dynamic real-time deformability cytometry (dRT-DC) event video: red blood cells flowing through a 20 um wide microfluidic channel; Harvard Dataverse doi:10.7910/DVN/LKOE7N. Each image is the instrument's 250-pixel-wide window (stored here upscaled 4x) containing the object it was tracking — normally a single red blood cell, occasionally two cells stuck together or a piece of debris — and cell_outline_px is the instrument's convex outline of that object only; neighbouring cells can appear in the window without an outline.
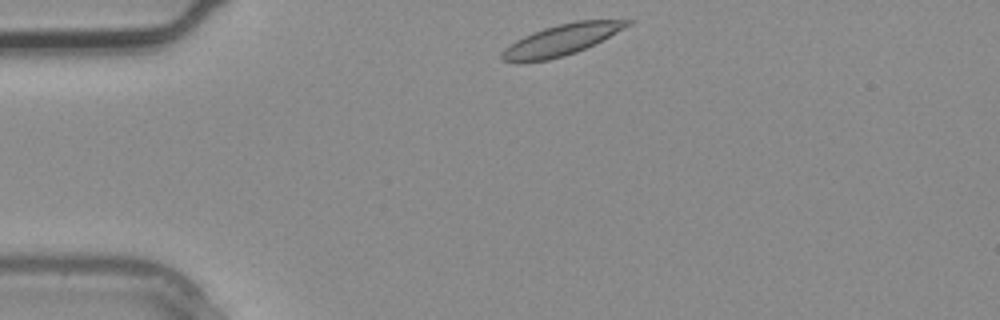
{"species": "common noctule bat (a hibernating species)", "species_latin": "Nyctalus noctula", "temperature_condition": "warm", "stored_images_in_passage": 1, "camera_frame_rate_fps": 3000, "um_per_image_px": 0.085, "animal": {"sex": "male", "body_mass_g": 20.4}, "frame": {"image": 1, "passage_image": 1, "time_ms": 0.0, "image_size_px": [1000, 320], "cell_outline_px": [[632, 24], [576, 52], [564, 56], [548, 60], [500, 60], [500, 52], [504, 48], [516, 40], [532, 32], [544, 28], [576, 20], [632, 20]], "centroid_in_image_um": [47.7, 3.37], "position_along_channel_um": 37.3, "area_um2": 21.91}}